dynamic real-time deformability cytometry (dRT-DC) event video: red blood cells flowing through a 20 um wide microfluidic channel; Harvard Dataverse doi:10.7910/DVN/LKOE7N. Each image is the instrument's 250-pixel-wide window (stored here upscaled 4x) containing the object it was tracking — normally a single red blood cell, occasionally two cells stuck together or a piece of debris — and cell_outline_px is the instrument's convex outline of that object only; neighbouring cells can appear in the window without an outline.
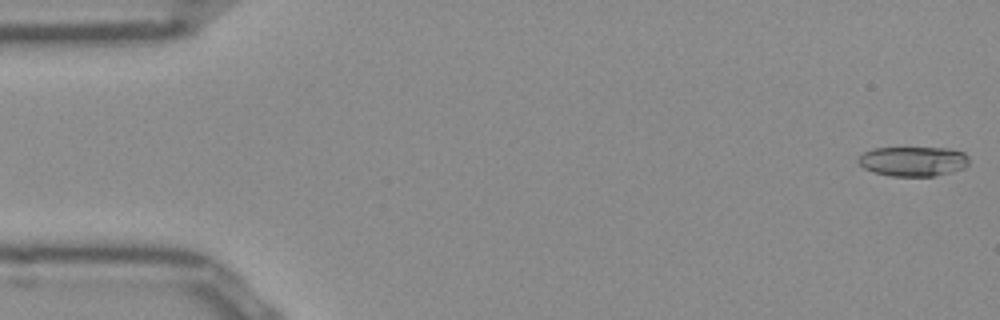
{"species": "Egyptian fruit bat (a non-hibernating species)", "species_latin": "Rousettus aegyptiacus", "temperature_condition": "room temperature", "stored_images_in_passage": 12, "camera_frame_rate_fps": 3000, "um_per_image_px": 0.085, "frame": {"image": 1, "passage_image": 1, "time_ms": 0.0, "image_size_px": [1000, 320], "cell_outline_px": [[968, 164], [964, 168], [952, 172], [936, 176], [888, 176], [872, 172], [864, 168], [856, 160], [864, 152], [872, 148], [948, 148], [964, 152], [968, 156]], "centroid_in_image_um": [77.61, 13.72], "position_along_channel_um": 7.4, "area_um2": 19.36}}